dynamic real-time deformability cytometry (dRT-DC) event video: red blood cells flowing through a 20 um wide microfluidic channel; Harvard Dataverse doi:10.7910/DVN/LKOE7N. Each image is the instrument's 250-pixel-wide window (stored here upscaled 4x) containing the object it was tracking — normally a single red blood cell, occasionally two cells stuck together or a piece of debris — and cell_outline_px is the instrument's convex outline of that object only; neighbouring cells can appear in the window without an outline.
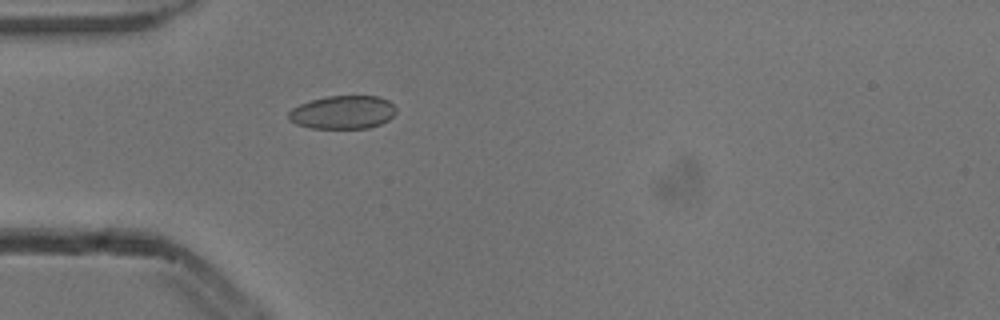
{"species": "common noctule bat (a hibernating species)", "species_latin": "Nyctalus noctula", "temperature_condition": "cold", "stored_images_in_passage": 1, "camera_frame_rate_fps": 3000, "um_per_image_px": 0.085, "animal": {"sex": "male", "body_mass_g": 13.3}, "frame": {"image": 1, "passage_image": 1, "time_ms": 0.0, "image_size_px": [1000, 320], "cell_outline_px": [[396, 112], [388, 120], [380, 124], [368, 128], [312, 128], [296, 124], [288, 120], [288, 112], [292, 108], [300, 104], [312, 100], [328, 96], [376, 96], [388, 100], [396, 108]], "centroid_in_image_um": [29.12, 9.55], "position_along_channel_um": 55.9, "area_um2": 20.81}}